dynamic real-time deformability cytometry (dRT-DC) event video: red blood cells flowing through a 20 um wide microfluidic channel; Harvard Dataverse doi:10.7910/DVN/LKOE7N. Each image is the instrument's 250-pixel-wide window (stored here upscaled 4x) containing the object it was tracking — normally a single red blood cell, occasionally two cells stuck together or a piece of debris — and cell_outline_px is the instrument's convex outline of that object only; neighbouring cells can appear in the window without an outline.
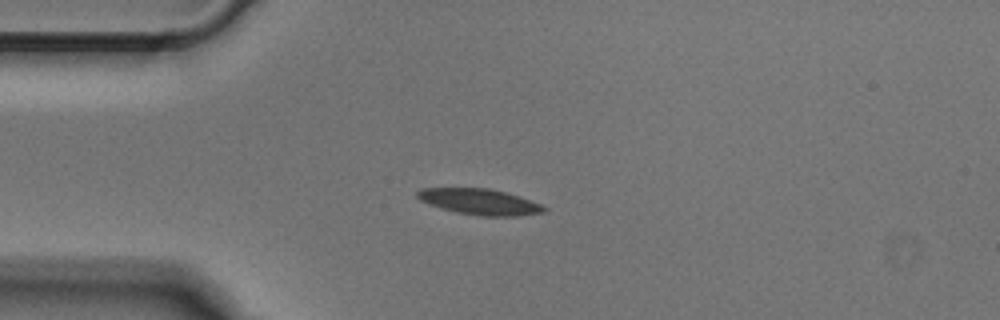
{"species": "Egyptian fruit bat (a non-hibernating species)", "species_latin": "Rousettus aegyptiacus", "temperature_condition": "cold", "stored_images_in_passage": 39, "camera_frame_rate_fps": 3000, "um_per_image_px": 0.085, "animal": {"sex": "male"}, "frame": {"image": 1, "passage_image": 1, "time_ms": 0.0, "image_size_px": [1000, 320], "cell_outline_px": [[548, 208], [544, 212], [520, 216], [480, 216], [456, 212], [440, 208], [428, 204], [420, 200], [416, 196], [416, 192], [420, 188], [488, 188], [520, 196], [540, 204]], "centroid_in_image_um": [40.76, 17.15], "position_along_channel_um": 44.2, "area_um2": 19.19}}
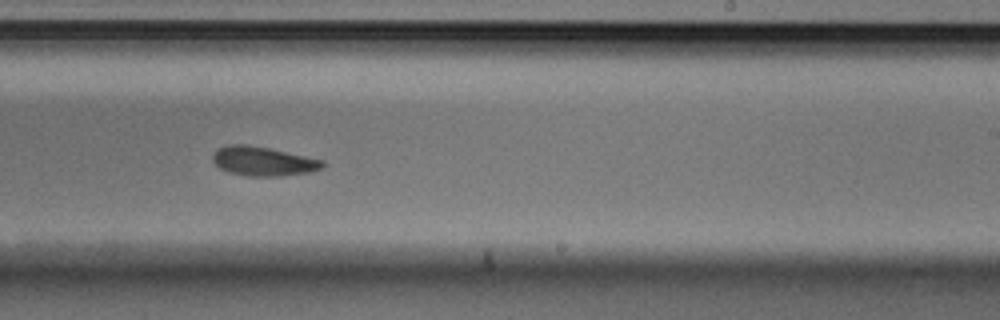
{"frame": {"image": 2, "passage_image": 19, "time_ms": 6.0, "image_size_px": [1000, 320], "cell_outline_px": [[324, 168], [308, 172], [280, 176], [248, 176], [228, 172], [220, 168], [212, 160], [212, 156], [220, 148], [232, 144], [244, 144], [268, 148], [324, 160]], "centroid_in_image_um": [22.38, 13.71], "position_along_channel_um": 266.6, "area_um2": 18.44}}
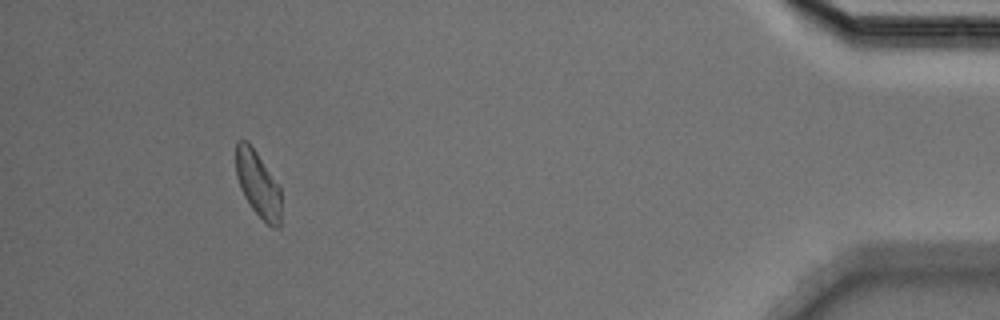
{"frame": {"image": 3, "passage_image": 35, "time_ms": 11.333, "image_size_px": [1000, 320], "cell_outline_px": [[280, 228], [272, 228], [252, 208], [244, 196], [240, 188], [236, 176], [236, 140], [248, 140], [280, 184]], "centroid_in_image_um": [21.93, 15.61], "position_along_channel_um": 413.3, "area_um2": 17.57}}